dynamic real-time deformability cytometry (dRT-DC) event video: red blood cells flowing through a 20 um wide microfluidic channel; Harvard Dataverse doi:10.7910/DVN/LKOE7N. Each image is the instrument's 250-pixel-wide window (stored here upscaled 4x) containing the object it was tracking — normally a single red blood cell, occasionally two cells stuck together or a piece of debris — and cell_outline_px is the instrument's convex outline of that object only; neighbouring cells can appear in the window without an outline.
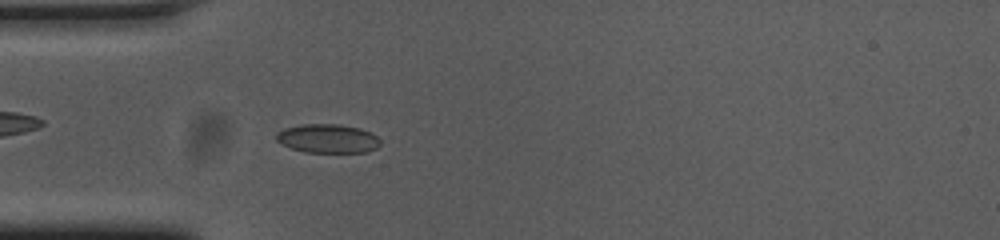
{"species": "common noctule bat (a hibernating species)", "species_latin": "Nyctalus noctula", "temperature_condition": "cold", "stored_images_in_passage": 53, "camera_frame_rate_fps": 3000, "um_per_image_px": 0.085, "animal": {"sex": "female", "body_mass_g": 23.0, "forearm_length_mm": 53.4}, "frame": {"image": 1, "passage_image": 15, "time_ms": 4.667, "image_size_px": [1000, 240], "cell_outline_px": [[380, 144], [376, 148], [368, 152], [304, 152], [292, 148], [276, 140], [276, 132], [284, 128], [300, 124], [340, 124], [360, 128], [376, 136], [380, 140]], "centroid_in_image_um": [27.85, 11.77], "position_along_channel_um": 57.2, "area_um2": 17.46}}
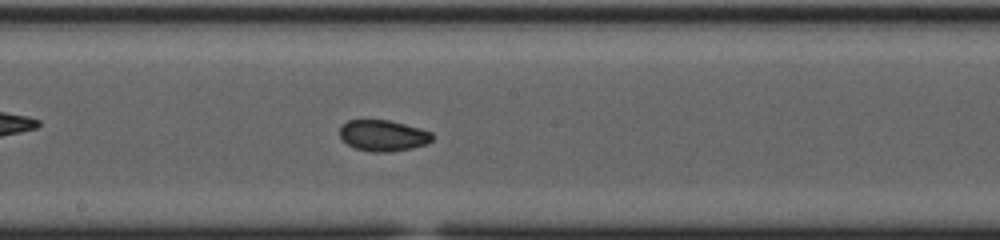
{"frame": {"image": 2, "passage_image": 28, "time_ms": 9.0, "image_size_px": [1000, 240], "cell_outline_px": [[432, 140], [428, 144], [412, 148], [388, 152], [372, 152], [356, 148], [340, 140], [340, 128], [348, 120], [388, 120], [420, 128], [432, 132]], "centroid_in_image_um": [32.57, 11.53], "position_along_channel_um": 215.6, "area_um2": 16.76}}
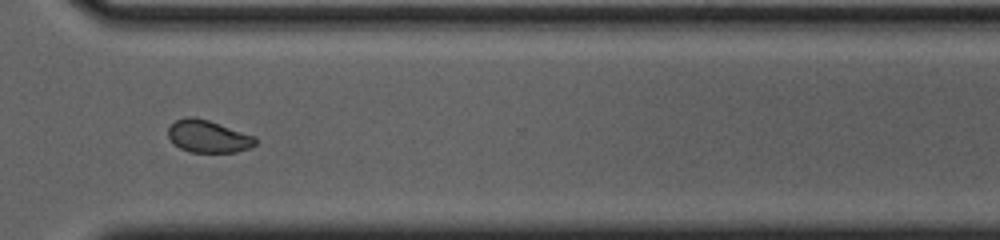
{"frame": {"image": 3, "passage_image": 39, "time_ms": 12.667, "image_size_px": [1000, 240], "cell_outline_px": [[256, 144], [248, 148], [236, 152], [192, 152], [180, 148], [168, 136], [168, 128], [176, 120], [184, 116], [192, 116], [208, 120], [256, 136]], "centroid_in_image_um": [17.7, 11.58], "position_along_channel_um": 352.9, "area_um2": 16.36}, "authors_computed_cell_mechanics": {"area_um2": 16.9932, "velocity_mm_per_s": 3.7418, "shape_relaxation_time_tau1_ms": null, "shape_relaxation_time_tau2_ms": 1.1679, "deformation_change_tau1": null, "deformation_change_tau2": 0.0478}}